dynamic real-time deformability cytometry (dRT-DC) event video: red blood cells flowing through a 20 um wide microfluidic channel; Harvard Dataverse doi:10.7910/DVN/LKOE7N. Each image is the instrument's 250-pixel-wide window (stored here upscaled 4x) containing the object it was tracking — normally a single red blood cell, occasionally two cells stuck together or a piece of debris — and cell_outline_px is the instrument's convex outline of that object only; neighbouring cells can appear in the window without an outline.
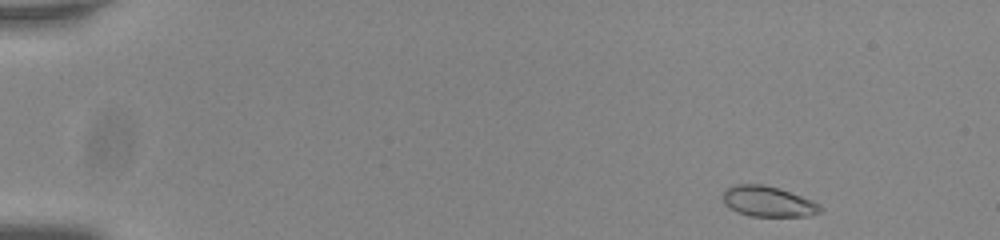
{"species": "common noctule bat (a hibernating species)", "species_latin": "Nyctalus noctula", "temperature_condition": "room temperature", "stored_images_in_passage": 50, "camera_frame_rate_fps": 3000, "um_per_image_px": 0.085, "animal": {"sex": "male", "body_mass_g": 20.0, "forearm_length_mm": 53.3}, "frame": {"image": 1, "passage_image": 1, "time_ms": 0.0, "image_size_px": [1000, 240], "cell_outline_px": [[824, 208], [820, 212], [812, 216], [748, 216], [728, 208], [724, 204], [724, 192], [728, 188], [736, 184], [764, 184], [780, 188], [812, 200], [820, 204]], "centroid_in_image_um": [65.32, 17.13], "position_along_channel_um": 19.7, "area_um2": 17.46}}
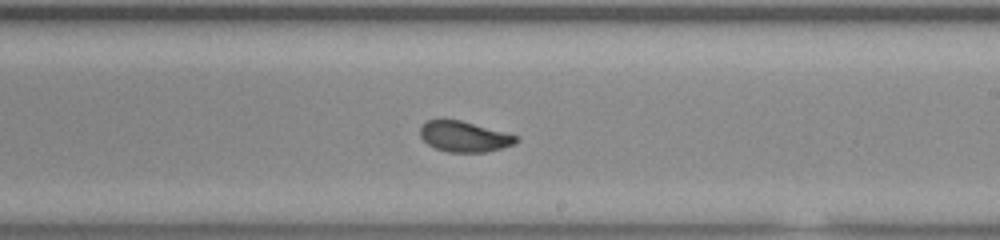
{"frame": {"image": 2, "passage_image": 29, "time_ms": 9.333, "image_size_px": [1000, 240], "cell_outline_px": [[520, 140], [512, 144], [500, 148], [484, 152], [448, 152], [436, 148], [428, 144], [420, 136], [420, 128], [428, 120], [440, 116], [460, 120], [520, 136]], "centroid_in_image_um": [39.43, 11.57], "position_along_channel_um": 249.6, "area_um2": 17.34}}
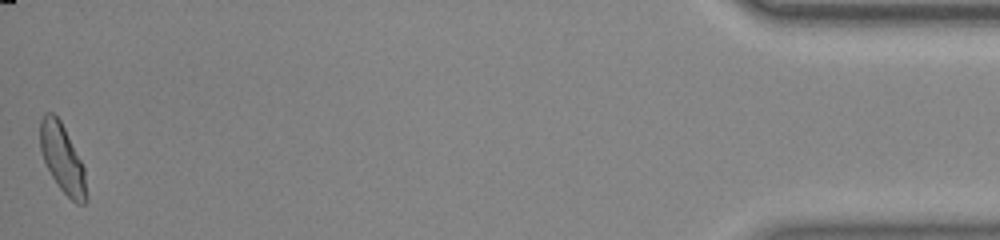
{"frame": {"image": 3, "passage_image": 50, "time_ms": 16.333, "image_size_px": [1000, 240], "cell_outline_px": [[88, 196], [84, 204], [76, 204], [60, 188], [52, 176], [44, 160], [40, 148], [40, 120], [44, 112], [52, 112], [60, 120], [84, 168]], "centroid_in_image_um": [5.3, 13.48], "position_along_channel_um": 429.9, "area_um2": 18.15}, "authors_computed_cell_mechanics": {"area_um2": 17.7157, "velocity_mm_per_s": 3.776, "shape_relaxation_time_tau1_ms": 4.937, "shape_relaxation_time_tau2_ms": 0.9738, "deformation_change_tau1": 0.1377, "deformation_change_tau2": 0.0407}}